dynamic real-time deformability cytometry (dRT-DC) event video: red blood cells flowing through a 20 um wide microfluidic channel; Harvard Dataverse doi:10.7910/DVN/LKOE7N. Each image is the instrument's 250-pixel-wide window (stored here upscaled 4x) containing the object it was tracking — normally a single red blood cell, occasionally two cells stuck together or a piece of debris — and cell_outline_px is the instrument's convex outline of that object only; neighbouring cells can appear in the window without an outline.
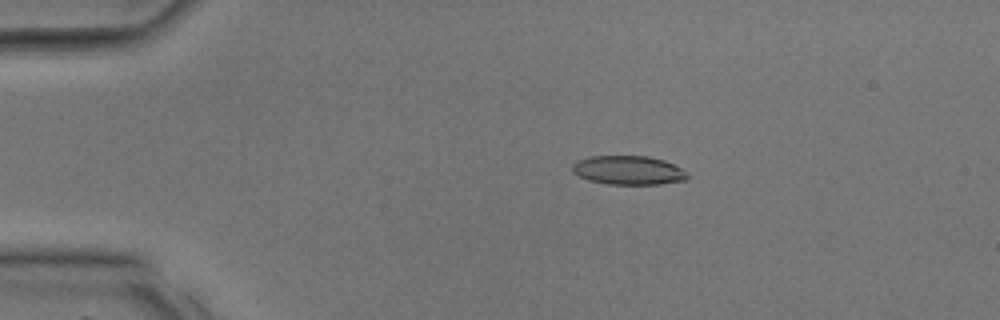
{"species": "common noctule bat (a hibernating species)", "species_latin": "Nyctalus noctula", "temperature_condition": "room temperature", "stored_images_in_passage": 32, "camera_frame_rate_fps": 3000, "um_per_image_px": 0.085, "animal": {"sex": "male", "body_mass_g": 17.9, "forearm_length_mm": 54.2}, "frame": {"image": 1, "passage_image": 4, "time_ms": 1.0, "image_size_px": [1000, 320], "cell_outline_px": [[688, 180], [660, 184], [608, 184], [588, 180], [572, 172], [572, 164], [576, 160], [588, 156], [648, 156], [664, 160], [680, 168], [688, 176]], "centroid_in_image_um": [53.37, 14.47], "position_along_channel_um": 31.6, "area_um2": 19.42}}
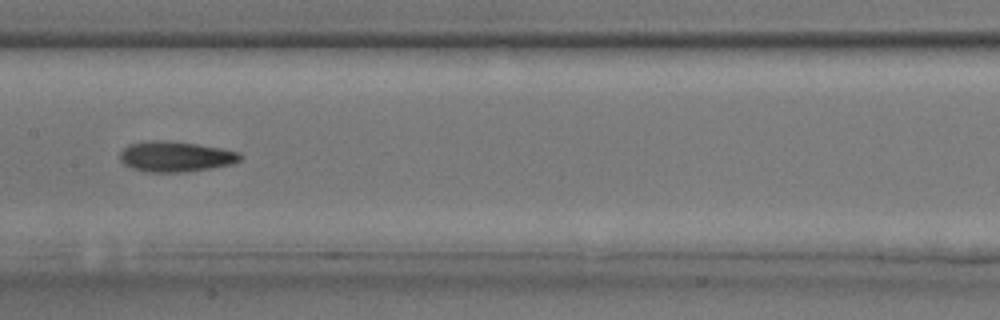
{"frame": {"image": 2, "passage_image": 15, "time_ms": 4.667, "image_size_px": [1000, 320], "cell_outline_px": [[240, 160], [232, 164], [184, 172], [148, 172], [132, 168], [124, 164], [120, 160], [120, 152], [128, 144], [148, 140], [168, 140], [196, 144], [220, 148], [240, 152]], "centroid_in_image_um": [14.88, 13.3], "position_along_channel_um": 192.5, "area_um2": 21.27}}
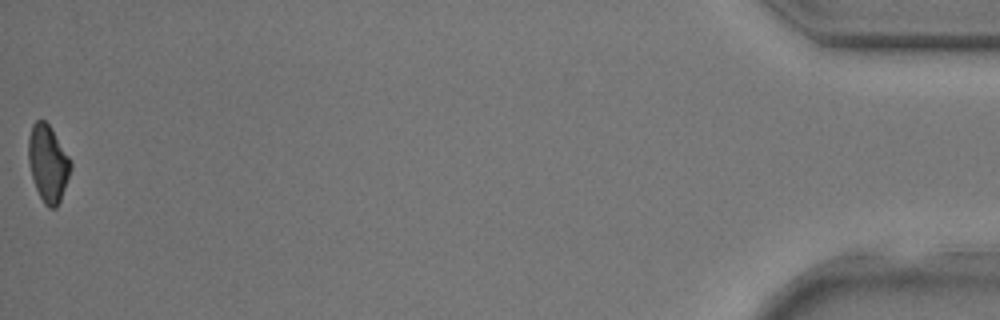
{"frame": {"image": 3, "passage_image": 32, "time_ms": 10.333, "image_size_px": [1000, 320], "cell_outline_px": [[72, 168], [60, 200], [56, 208], [48, 208], [44, 204], [36, 188], [32, 176], [28, 160], [28, 140], [32, 124], [36, 120], [44, 120], [48, 124], [72, 160]], "centroid_in_image_um": [4.09, 13.89], "position_along_channel_um": 431.1, "area_um2": 18.84}}